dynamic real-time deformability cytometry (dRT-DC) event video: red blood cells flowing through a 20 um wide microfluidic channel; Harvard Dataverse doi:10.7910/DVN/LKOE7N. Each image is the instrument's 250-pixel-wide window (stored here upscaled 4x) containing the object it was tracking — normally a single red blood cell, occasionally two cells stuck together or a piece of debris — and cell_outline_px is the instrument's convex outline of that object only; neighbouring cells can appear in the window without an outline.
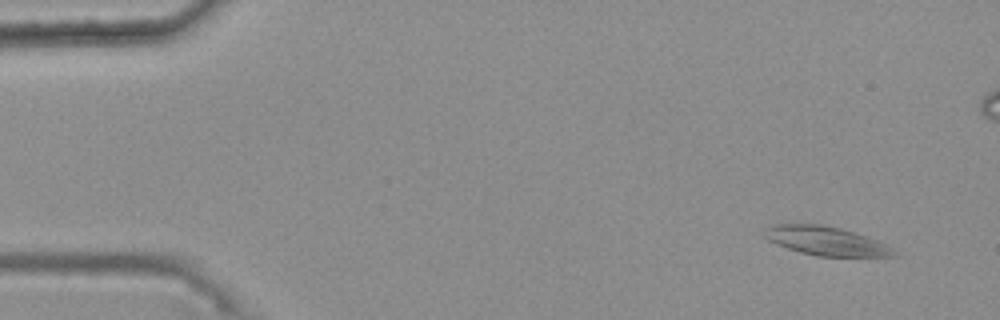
{"species": "common noctule bat (a hibernating species)", "species_latin": "Nyctalus noctula", "temperature_condition": "warm", "stored_images_in_passage": 47, "camera_frame_rate_fps": 3000, "um_per_image_px": 0.085, "animal": {"sex": "female", "body_mass_g": 25.1}, "frame": {"image": 1, "passage_image": 4, "time_ms": 1.0, "image_size_px": [1000, 320], "cell_outline_px": [[900, 256], [816, 256], [800, 252], [776, 244], [768, 240], [764, 236], [764, 232], [768, 228], [776, 224], [820, 224], [840, 228], [888, 244]], "centroid_in_image_um": [70.23, 20.49], "position_along_channel_um": 14.8, "area_um2": 21.5}}
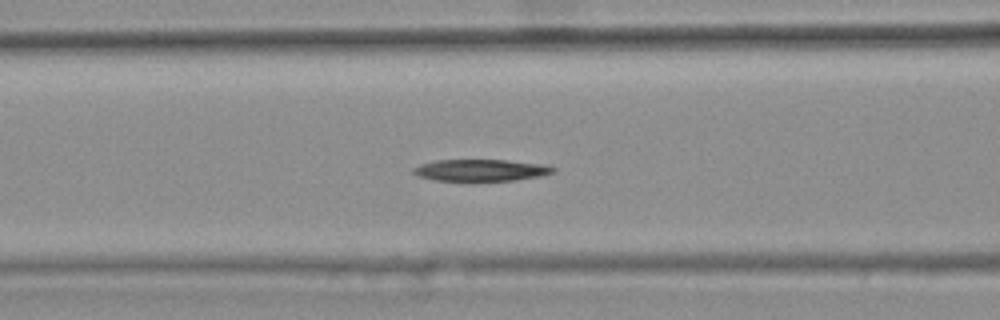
{"frame": {"image": 2, "passage_image": 22, "time_ms": 7.0, "image_size_px": [1000, 320], "cell_outline_px": [[556, 172], [540, 176], [516, 180], [472, 184], [436, 180], [420, 176], [412, 172], [412, 168], [420, 164], [436, 160], [508, 160], [544, 164], [556, 168]], "centroid_in_image_um": [40.88, 14.51], "position_along_channel_um": 125.7, "area_um2": 18.73}}
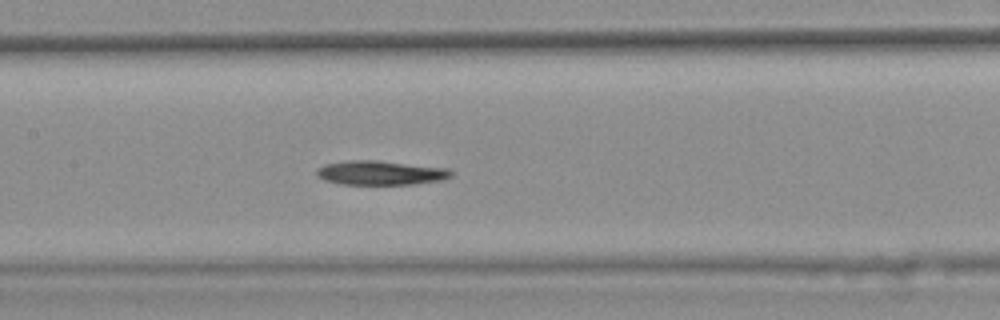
{"frame": {"image": 3, "passage_image": 26, "time_ms": 8.333, "image_size_px": [1000, 320], "cell_outline_px": [[452, 176], [444, 180], [412, 184], [340, 184], [324, 180], [316, 176], [316, 168], [324, 164], [348, 160], [376, 160], [448, 168], [452, 172]], "centroid_in_image_um": [32.32, 14.69], "position_along_channel_um": 175.1, "area_um2": 19.13}}